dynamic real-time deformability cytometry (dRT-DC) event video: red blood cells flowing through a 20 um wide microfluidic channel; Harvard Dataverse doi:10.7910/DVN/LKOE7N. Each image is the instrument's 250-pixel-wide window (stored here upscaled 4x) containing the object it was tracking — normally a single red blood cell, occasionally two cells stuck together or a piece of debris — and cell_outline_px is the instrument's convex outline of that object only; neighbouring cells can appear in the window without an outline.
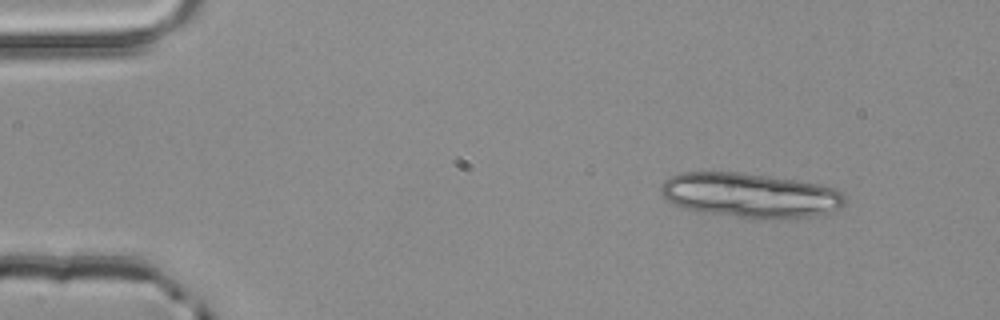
{"species": "common noctule bat (a hibernating species)", "species_latin": "Nyctalus noctula", "temperature_condition": "room temperature", "stored_images_in_passage": 3, "camera_frame_rate_fps": 3000, "um_per_image_px": 0.085, "animal": {"sex": "male", "body_mass_g": 20.4}, "frame": {"image": 1, "passage_image": 1, "time_ms": 0.0, "image_size_px": [1000, 320], "cell_outline_px": [[844, 204], [840, 208], [824, 216], [772, 220], [748, 220], [696, 212], [680, 208], [672, 204], [660, 192], [660, 188], [664, 180], [680, 172], [740, 172], [796, 180], [820, 184], [836, 188], [844, 192]], "centroid_in_image_um": [63.79, 16.65], "position_along_channel_um": 21.2, "area_um2": 49.53}}